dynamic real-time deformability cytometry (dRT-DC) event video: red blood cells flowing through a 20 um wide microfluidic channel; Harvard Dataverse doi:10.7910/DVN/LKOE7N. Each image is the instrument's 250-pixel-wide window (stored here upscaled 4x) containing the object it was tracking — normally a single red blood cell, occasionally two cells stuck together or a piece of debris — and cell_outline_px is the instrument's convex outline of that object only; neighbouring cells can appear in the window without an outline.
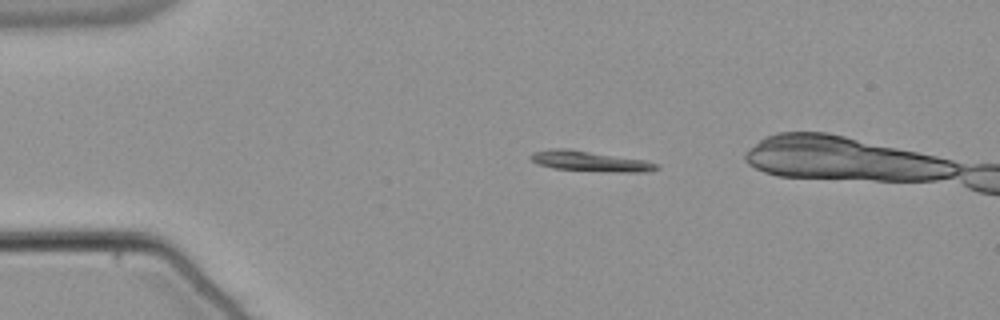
{"species": "common noctule bat (a hibernating species)", "species_latin": "Nyctalus noctula", "temperature_condition": "warm", "stored_images_in_passage": 44, "camera_frame_rate_fps": 3000, "um_per_image_px": 0.085, "animal": {"sex": "male", "body_mass_g": 21.5, "forearm_length_mm": 52.0}, "frame": {"image": 1, "passage_image": 1, "time_ms": 0.0, "image_size_px": [1000, 320], "cell_outline_px": [[660, 168], [648, 172], [616, 172], [552, 168], [536, 164], [528, 156], [532, 152], [552, 148], [568, 148], [644, 160], [660, 164]], "centroid_in_image_um": [50.14, 13.7], "position_along_channel_um": 34.9, "area_um2": 15.03}}
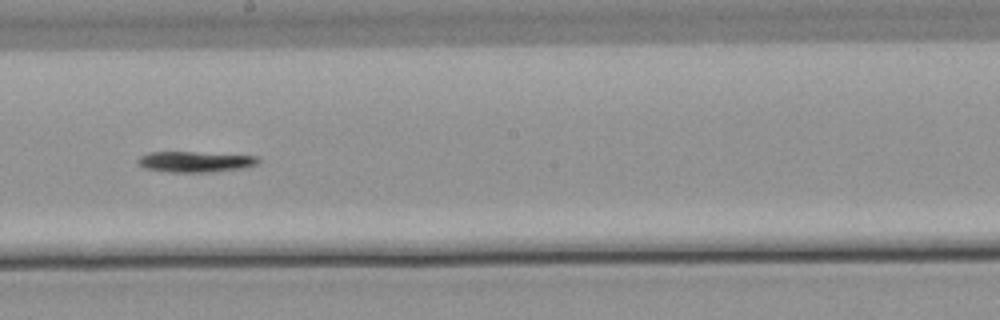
{"frame": {"image": 2, "passage_image": 20, "time_ms": 6.333, "image_size_px": [1000, 320], "cell_outline_px": [[260, 160], [256, 164], [244, 168], [212, 172], [168, 172], [144, 168], [136, 164], [136, 160], [140, 156], [148, 152], [196, 152], [256, 156]], "centroid_in_image_um": [16.53, 13.75], "position_along_channel_um": 231.7, "area_um2": 14.62}}
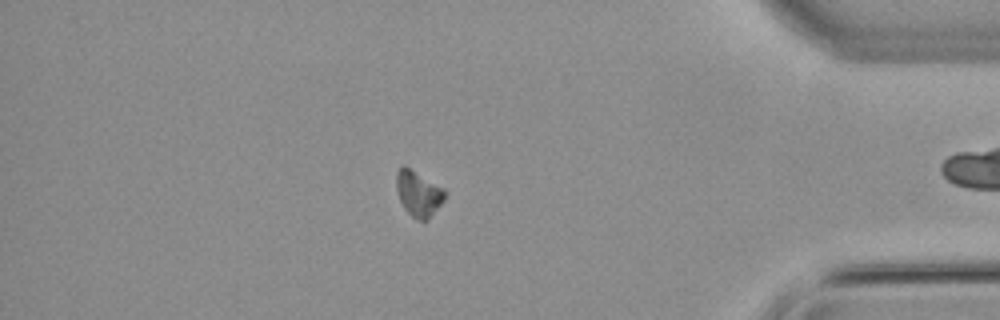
{"frame": {"image": 3, "passage_image": 36, "time_ms": 11.667, "image_size_px": [1000, 320], "cell_outline_px": [[444, 200], [428, 220], [420, 220], [412, 216], [404, 208], [400, 200], [396, 188], [396, 172], [404, 164], [444, 188]], "centroid_in_image_um": [35.55, 16.43], "position_along_channel_um": 399.6, "area_um2": 12.77}, "authors_computed_cell_mechanics": {"area_um2": 14.2477, "velocity_mm_per_s": 3.8174, "shape_relaxation_time_tau1_ms": 2.5078, "shape_relaxation_time_tau2_ms": null, "deformation_change_tau1": 0.129, "deformation_change_tau2": null}}